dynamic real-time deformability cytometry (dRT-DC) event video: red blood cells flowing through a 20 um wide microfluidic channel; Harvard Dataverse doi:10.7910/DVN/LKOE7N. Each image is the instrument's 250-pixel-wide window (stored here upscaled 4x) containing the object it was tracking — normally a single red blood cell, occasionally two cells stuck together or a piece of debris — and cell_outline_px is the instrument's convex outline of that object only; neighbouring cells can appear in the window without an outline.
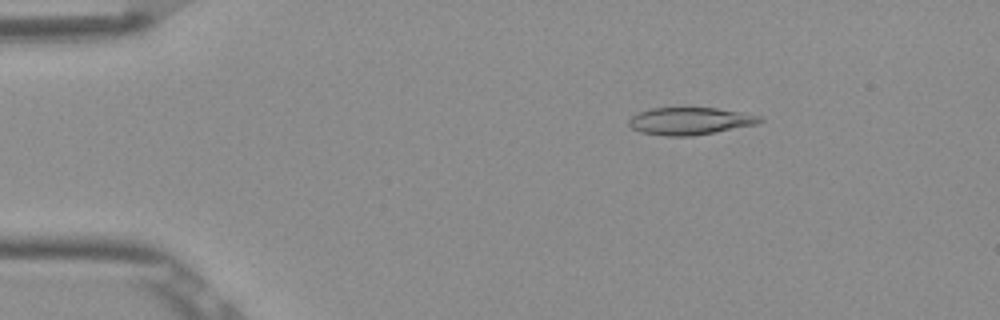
{"species": "Egyptian fruit bat (a non-hibernating species)", "species_latin": "Rousettus aegyptiacus", "temperature_condition": "room temperature", "stored_images_in_passage": 5, "camera_frame_rate_fps": 3000, "um_per_image_px": 0.085, "frame": {"image": 1, "passage_image": 2, "time_ms": 0.333, "image_size_px": [1000, 320], "cell_outline_px": [[764, 120], [756, 124], [692, 136], [664, 136], [640, 132], [632, 128], [628, 124], [628, 120], [636, 112], [652, 108], [716, 108], [764, 116]], "centroid_in_image_um": [58.62, 10.28], "position_along_channel_um": 26.4, "area_um2": 20.87}}